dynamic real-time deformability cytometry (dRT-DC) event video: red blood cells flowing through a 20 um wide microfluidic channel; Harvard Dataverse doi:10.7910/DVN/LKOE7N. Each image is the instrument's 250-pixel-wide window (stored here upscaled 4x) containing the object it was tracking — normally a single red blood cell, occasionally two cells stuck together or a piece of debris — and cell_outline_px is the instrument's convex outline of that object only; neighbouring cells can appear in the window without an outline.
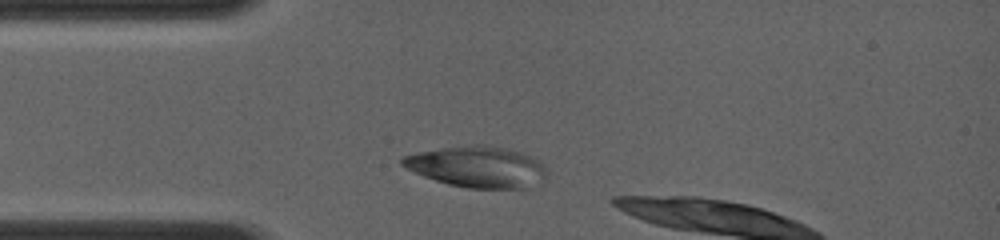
{"species": "common noctule bat (a hibernating species)", "species_latin": "Nyctalus noctula", "temperature_condition": "room temperature", "stored_images_in_passage": 2, "camera_frame_rate_fps": 4000, "um_per_image_px": 0.085, "animal": {"sex": "female", "body_mass_g": 19.0, "forearm_length_mm": 56.7}, "frame": {"image": 1, "passage_image": 2, "time_ms": 1.0, "image_size_px": [1000, 240], "cell_outline_px": [[544, 176], [528, 188], [468, 188], [448, 184], [424, 176], [400, 164], [400, 156], [440, 148], [468, 144], [484, 144], [504, 148], [520, 152], [544, 164]], "centroid_in_image_um": [40.5, 14.16], "position_along_channel_um": 44.5, "area_um2": 34.16}}